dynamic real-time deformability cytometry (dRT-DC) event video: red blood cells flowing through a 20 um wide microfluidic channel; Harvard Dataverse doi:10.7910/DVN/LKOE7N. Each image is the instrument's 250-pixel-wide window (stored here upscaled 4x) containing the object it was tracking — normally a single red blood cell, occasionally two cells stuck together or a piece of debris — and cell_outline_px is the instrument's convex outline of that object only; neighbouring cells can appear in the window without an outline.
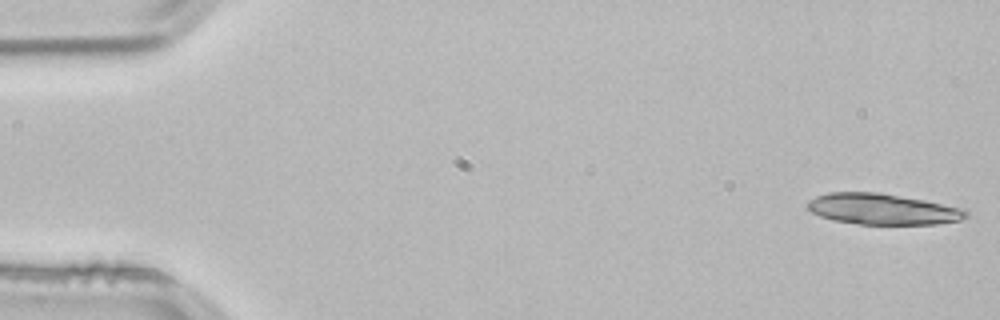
{"species": "common noctule bat (a hibernating species)", "species_latin": "Nyctalus noctula", "temperature_condition": "room temperature", "stored_images_in_passage": 10, "camera_frame_rate_fps": 3000, "um_per_image_px": 0.085, "animal": {"sex": "male", "body_mass_g": 21.5, "forearm_length_mm": 52.0}, "frame": {"image": 1, "passage_image": 1, "time_ms": 0.0, "image_size_px": [1000, 320], "cell_outline_px": [[968, 216], [960, 220], [936, 224], [856, 224], [832, 220], [820, 216], [804, 208], [804, 204], [808, 200], [816, 196], [828, 192], [876, 192], [924, 200], [964, 208], [968, 212]], "centroid_in_image_um": [74.96, 17.77], "position_along_channel_um": 10.0, "area_um2": 28.78}}